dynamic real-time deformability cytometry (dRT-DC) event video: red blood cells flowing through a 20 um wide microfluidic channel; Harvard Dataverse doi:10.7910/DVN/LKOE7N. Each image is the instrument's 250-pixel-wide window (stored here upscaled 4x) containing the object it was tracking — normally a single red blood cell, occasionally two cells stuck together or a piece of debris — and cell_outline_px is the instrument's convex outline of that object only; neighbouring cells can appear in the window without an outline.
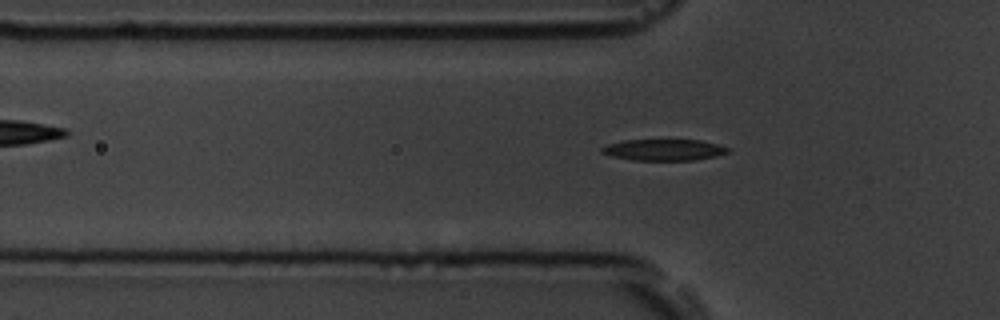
{"species": "common noctule bat (a hibernating species)", "species_latin": "Nyctalus noctula", "temperature_condition": "room temperature", "stored_images_in_passage": 44, "camera_frame_rate_fps": 3000, "um_per_image_px": 0.085, "animal": {"sex": "male", "body_mass_g": 19.5, "forearm_length_mm": 54.6}, "frame": {"image": 1, "passage_image": 9, "time_ms": 2.667, "image_size_px": [1000, 320], "cell_outline_px": [[732, 152], [716, 156], [692, 160], [632, 160], [612, 156], [600, 152], [600, 148], [608, 144], [624, 140], [700, 140], [732, 148]], "centroid_in_image_um": [56.46, 12.74], "position_along_channel_um": 69.3, "area_um2": 15.72}}
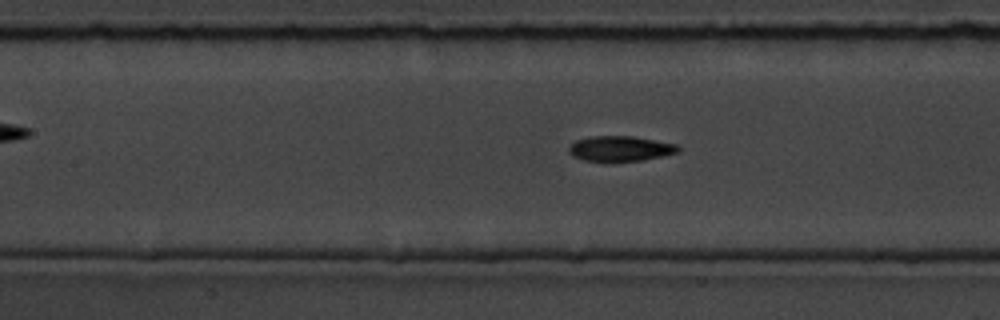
{"frame": {"image": 2, "passage_image": 16, "time_ms": 5.0, "image_size_px": [1000, 320], "cell_outline_px": [[680, 152], [664, 156], [644, 160], [608, 164], [604, 164], [584, 160], [572, 156], [568, 152], [568, 148], [576, 140], [592, 136], [632, 136], [676, 144], [680, 148]], "centroid_in_image_um": [52.7, 12.68], "position_along_channel_um": 154.7, "area_um2": 16.76}}
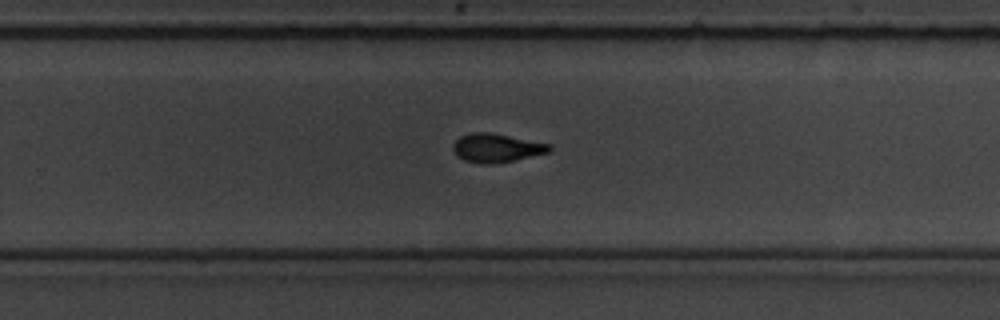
{"frame": {"image": 3, "passage_image": 27, "time_ms": 8.667, "image_size_px": [1000, 320], "cell_outline_px": [[552, 148], [548, 152], [516, 160], [496, 164], [480, 164], [464, 160], [456, 156], [452, 148], [452, 144], [460, 136], [468, 132], [492, 132], [552, 144]], "centroid_in_image_um": [42.18, 12.57], "position_along_channel_um": 287.6, "area_um2": 16.47}}